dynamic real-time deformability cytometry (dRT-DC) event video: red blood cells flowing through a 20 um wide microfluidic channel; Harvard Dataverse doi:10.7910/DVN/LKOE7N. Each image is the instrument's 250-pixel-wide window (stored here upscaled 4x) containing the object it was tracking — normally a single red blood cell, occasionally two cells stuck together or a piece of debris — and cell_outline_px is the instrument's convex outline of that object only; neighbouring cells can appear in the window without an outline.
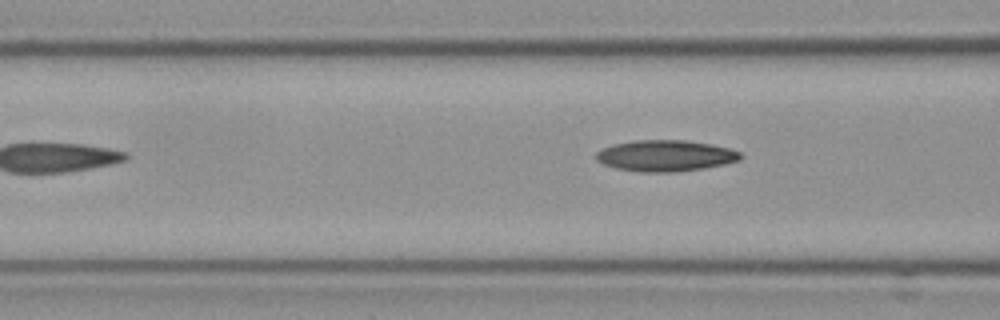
{"species": "Egyptian fruit bat (a non-hibernating species)", "species_latin": "Rousettus aegyptiacus", "temperature_condition": "cold", "stored_images_in_passage": 4, "camera_frame_rate_fps": 3000, "um_per_image_px": 0.085, "frame": {"image": 1, "passage_image": 4, "time_ms": 1.0, "image_size_px": [1000, 320], "cell_outline_px": [[740, 160], [724, 164], [704, 168], [676, 172], [640, 172], [616, 168], [604, 164], [596, 160], [596, 152], [612, 144], [636, 140], [684, 140], [712, 144], [728, 148], [740, 152]], "centroid_in_image_um": [56.55, 13.24], "position_along_channel_um": 110.1, "area_um2": 26.18}}